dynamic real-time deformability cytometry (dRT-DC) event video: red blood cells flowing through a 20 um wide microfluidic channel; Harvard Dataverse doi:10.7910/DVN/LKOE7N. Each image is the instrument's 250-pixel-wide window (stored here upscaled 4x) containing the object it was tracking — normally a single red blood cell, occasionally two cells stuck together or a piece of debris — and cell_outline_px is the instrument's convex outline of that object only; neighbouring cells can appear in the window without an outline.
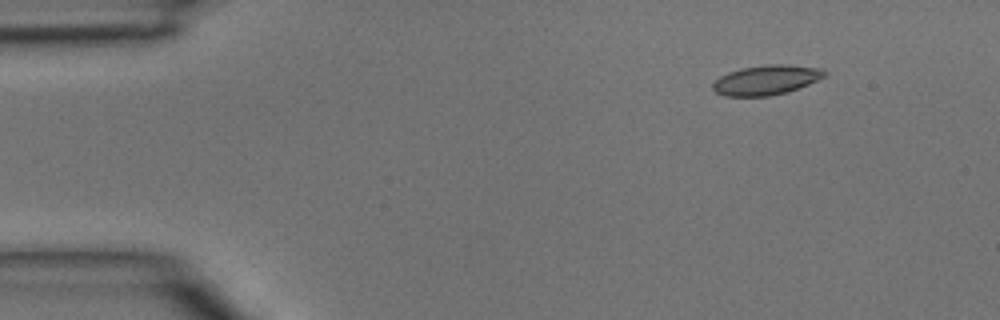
{"species": "common noctule bat (a hibernating species)", "species_latin": "Nyctalus noctula", "temperature_condition": "room temperature", "stored_images_in_passage": 3, "camera_frame_rate_fps": 3000, "um_per_image_px": 0.085, "animal": {"sex": "male", "body_mass_g": 15.6}, "frame": {"image": 1, "passage_image": 3, "time_ms": 0.667, "image_size_px": [1000, 320], "cell_outline_px": [[828, 76], [788, 92], [768, 96], [724, 96], [716, 92], [712, 88], [712, 84], [720, 76], [728, 72], [740, 68], [764, 64], [788, 64], [820, 68], [828, 72]], "centroid_in_image_um": [65.15, 6.79], "position_along_channel_um": 19.8, "area_um2": 19.59}}